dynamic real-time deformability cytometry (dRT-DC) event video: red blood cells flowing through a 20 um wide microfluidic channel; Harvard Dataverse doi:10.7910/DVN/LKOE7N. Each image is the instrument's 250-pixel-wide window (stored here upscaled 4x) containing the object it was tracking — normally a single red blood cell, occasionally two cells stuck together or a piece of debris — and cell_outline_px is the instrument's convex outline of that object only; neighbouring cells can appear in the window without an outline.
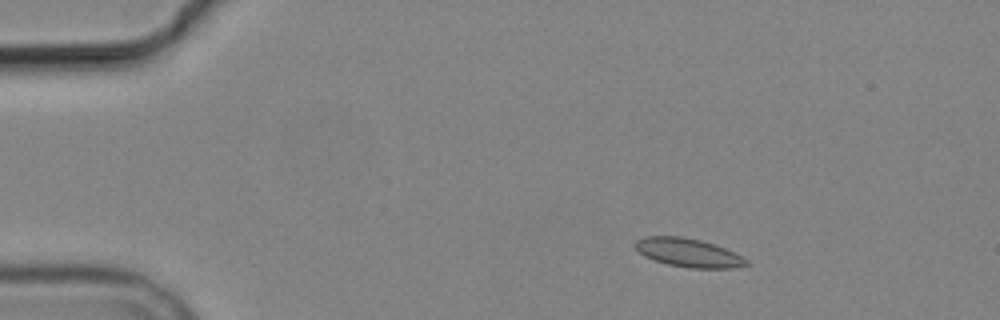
{"species": "common noctule bat (a hibernating species)", "species_latin": "Nyctalus noctula", "temperature_condition": "cold", "stored_images_in_passage": 8, "camera_frame_rate_fps": 3000, "um_per_image_px": 0.085, "animal": {"sex": "male", "body_mass_g": 19.2, "forearm_length_mm": 51.8}, "frame": {"image": 1, "passage_image": 2, "time_ms": 1.333, "image_size_px": [1000, 320], "cell_outline_px": [[752, 264], [732, 268], [692, 268], [668, 264], [644, 256], [632, 244], [636, 240], [644, 236], [680, 236], [700, 240], [716, 244], [748, 260]], "centroid_in_image_um": [58.5, 21.47], "position_along_channel_um": 26.5, "area_um2": 18.44}}
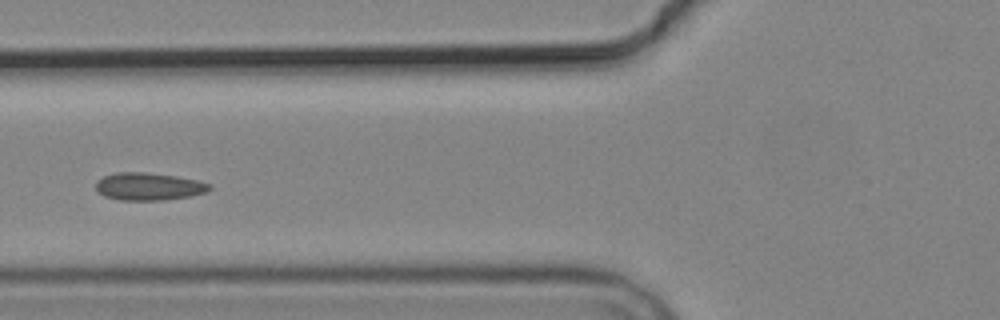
{"frame": {"image": 2, "passage_image": 5, "time_ms": 5.667, "image_size_px": [1000, 320], "cell_outline_px": [[212, 188], [208, 192], [188, 196], [164, 200], [120, 200], [104, 196], [96, 188], [96, 180], [104, 176], [116, 172], [144, 172], [176, 176], [196, 180], [212, 184]], "centroid_in_image_um": [12.65, 15.85], "position_along_channel_um": 113.1, "area_um2": 18.26}}
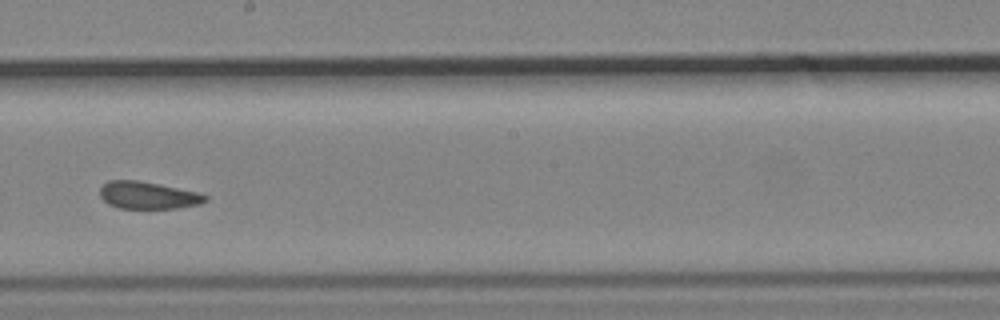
{"frame": {"image": 3, "passage_image": 8, "time_ms": 9.0, "image_size_px": [1000, 320], "cell_outline_px": [[208, 200], [200, 204], [176, 208], [116, 208], [108, 204], [100, 196], [100, 188], [108, 180], [140, 180], [196, 192], [208, 196]], "centroid_in_image_um": [12.55, 16.6], "position_along_channel_um": 235.6, "area_um2": 16.7}}